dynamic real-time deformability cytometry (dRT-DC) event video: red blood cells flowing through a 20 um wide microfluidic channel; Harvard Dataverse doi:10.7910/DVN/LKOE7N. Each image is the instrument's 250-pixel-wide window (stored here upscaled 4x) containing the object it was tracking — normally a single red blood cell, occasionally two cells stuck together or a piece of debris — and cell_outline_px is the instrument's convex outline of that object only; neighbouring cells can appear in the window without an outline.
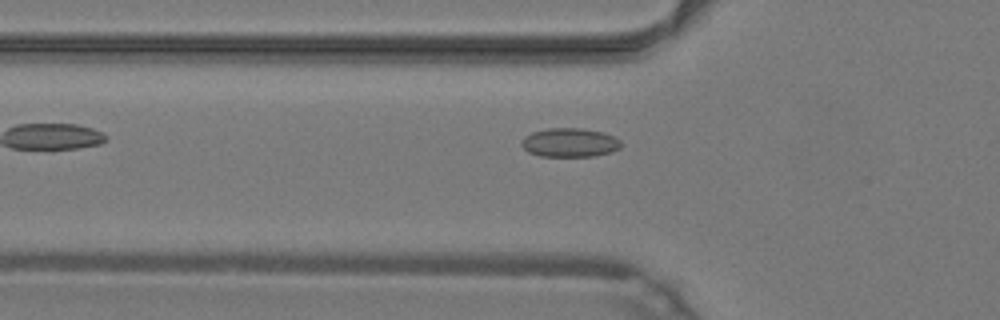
{"species": "common noctule bat (a hibernating species)", "species_latin": "Nyctalus noctula", "temperature_condition": "warm", "stored_images_in_passage": 33, "camera_frame_rate_fps": 3000, "um_per_image_px": 0.085, "animal": {"sex": "male", "body_mass_g": 19.2, "forearm_length_mm": 51.8}, "frame": {"image": 1, "passage_image": 3, "time_ms": 0.667, "image_size_px": [1000, 320], "cell_outline_px": [[624, 144], [620, 148], [612, 152], [596, 156], [540, 156], [528, 152], [520, 144], [520, 140], [524, 136], [532, 132], [548, 128], [584, 128], [604, 132], [620, 140]], "centroid_in_image_um": [48.44, 12.11], "position_along_channel_um": 77.4, "area_um2": 17.05}}
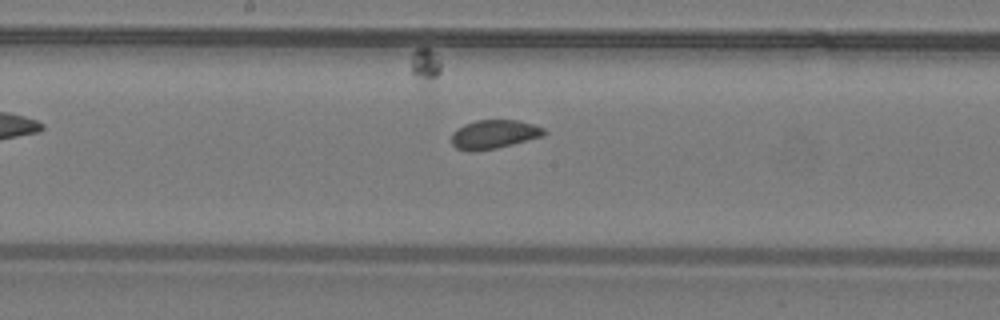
{"frame": {"image": 2, "passage_image": 12, "time_ms": 3.667, "image_size_px": [1000, 320], "cell_outline_px": [[548, 132], [544, 136], [496, 148], [472, 152], [456, 148], [452, 144], [452, 132], [456, 128], [464, 124], [476, 120], [516, 120], [532, 124], [544, 128]], "centroid_in_image_um": [41.98, 11.41], "position_along_channel_um": 206.2, "area_um2": 15.61}}
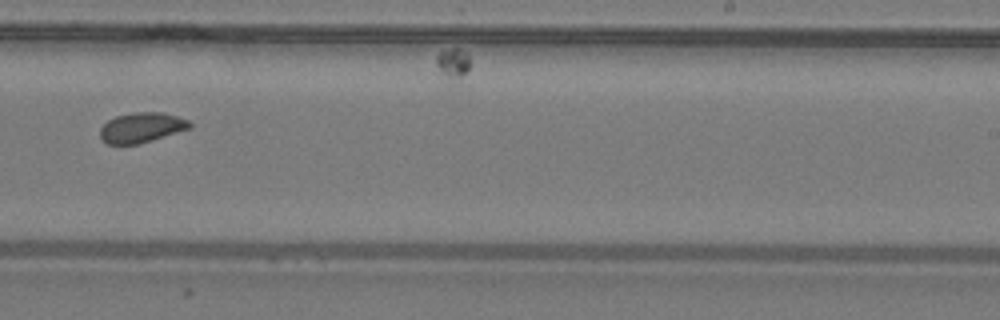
{"frame": {"image": 3, "passage_image": 17, "time_ms": 5.333, "image_size_px": [1000, 320], "cell_outline_px": [[192, 128], [140, 144], [108, 144], [100, 136], [100, 128], [108, 120], [116, 116], [132, 112], [160, 112], [176, 116], [188, 120], [192, 124]], "centroid_in_image_um": [12.05, 10.84], "position_along_channel_um": 277.0, "area_um2": 15.72}, "authors_computed_cell_mechanics": {"area_um2": 15.7216, "velocity_mm_per_s": 4.2646, "shape_relaxation_time_tau1_ms": null, "shape_relaxation_time_tau2_ms": 1.9369, "deformation_change_tau1": null, "deformation_change_tau2": 0.065}}